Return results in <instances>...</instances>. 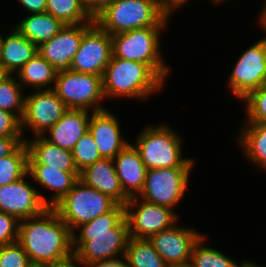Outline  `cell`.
I'll list each match as a JSON object with an SVG mask.
<instances>
[{
  "mask_svg": "<svg viewBox=\"0 0 266 267\" xmlns=\"http://www.w3.org/2000/svg\"><path fill=\"white\" fill-rule=\"evenodd\" d=\"M76 230L72 235L73 252L83 266L124 258L130 238L124 205L117 204Z\"/></svg>",
  "mask_w": 266,
  "mask_h": 267,
  "instance_id": "6da1fadb",
  "label": "cell"
},
{
  "mask_svg": "<svg viewBox=\"0 0 266 267\" xmlns=\"http://www.w3.org/2000/svg\"><path fill=\"white\" fill-rule=\"evenodd\" d=\"M73 232L54 208L19 221L18 242L31 264L60 261L73 255Z\"/></svg>",
  "mask_w": 266,
  "mask_h": 267,
  "instance_id": "7a4b0ae2",
  "label": "cell"
},
{
  "mask_svg": "<svg viewBox=\"0 0 266 267\" xmlns=\"http://www.w3.org/2000/svg\"><path fill=\"white\" fill-rule=\"evenodd\" d=\"M102 78L106 99H148L162 90L165 83L147 64L113 56Z\"/></svg>",
  "mask_w": 266,
  "mask_h": 267,
  "instance_id": "3957f363",
  "label": "cell"
},
{
  "mask_svg": "<svg viewBox=\"0 0 266 267\" xmlns=\"http://www.w3.org/2000/svg\"><path fill=\"white\" fill-rule=\"evenodd\" d=\"M170 16L161 0H115L93 19L112 36L148 26H167Z\"/></svg>",
  "mask_w": 266,
  "mask_h": 267,
  "instance_id": "277c9868",
  "label": "cell"
},
{
  "mask_svg": "<svg viewBox=\"0 0 266 267\" xmlns=\"http://www.w3.org/2000/svg\"><path fill=\"white\" fill-rule=\"evenodd\" d=\"M166 27L148 26L112 35V56L147 64L165 82L171 70L162 60L160 37Z\"/></svg>",
  "mask_w": 266,
  "mask_h": 267,
  "instance_id": "5b68a950",
  "label": "cell"
},
{
  "mask_svg": "<svg viewBox=\"0 0 266 267\" xmlns=\"http://www.w3.org/2000/svg\"><path fill=\"white\" fill-rule=\"evenodd\" d=\"M132 144L138 149L148 170L195 166L193 159L182 157L181 137L167 124L146 126Z\"/></svg>",
  "mask_w": 266,
  "mask_h": 267,
  "instance_id": "8992f818",
  "label": "cell"
},
{
  "mask_svg": "<svg viewBox=\"0 0 266 267\" xmlns=\"http://www.w3.org/2000/svg\"><path fill=\"white\" fill-rule=\"evenodd\" d=\"M117 204L110 196L85 185L79 179L53 208L74 232L80 225L112 210Z\"/></svg>",
  "mask_w": 266,
  "mask_h": 267,
  "instance_id": "52a82bcc",
  "label": "cell"
},
{
  "mask_svg": "<svg viewBox=\"0 0 266 267\" xmlns=\"http://www.w3.org/2000/svg\"><path fill=\"white\" fill-rule=\"evenodd\" d=\"M68 109H85L91 112L105 110L102 76L74 70L57 73L52 89ZM101 100V101H100Z\"/></svg>",
  "mask_w": 266,
  "mask_h": 267,
  "instance_id": "ba28073f",
  "label": "cell"
},
{
  "mask_svg": "<svg viewBox=\"0 0 266 267\" xmlns=\"http://www.w3.org/2000/svg\"><path fill=\"white\" fill-rule=\"evenodd\" d=\"M192 169L193 167H164L147 170L143 190L137 197L171 209L175 208L187 192Z\"/></svg>",
  "mask_w": 266,
  "mask_h": 267,
  "instance_id": "9c48e42d",
  "label": "cell"
},
{
  "mask_svg": "<svg viewBox=\"0 0 266 267\" xmlns=\"http://www.w3.org/2000/svg\"><path fill=\"white\" fill-rule=\"evenodd\" d=\"M136 207V210L134 209ZM129 237L149 239L179 221L173 209L148 202L137 196L130 197L125 205Z\"/></svg>",
  "mask_w": 266,
  "mask_h": 267,
  "instance_id": "30bf717a",
  "label": "cell"
},
{
  "mask_svg": "<svg viewBox=\"0 0 266 267\" xmlns=\"http://www.w3.org/2000/svg\"><path fill=\"white\" fill-rule=\"evenodd\" d=\"M228 86L242 100L249 92L266 84V36L257 40L237 59Z\"/></svg>",
  "mask_w": 266,
  "mask_h": 267,
  "instance_id": "8fae6325",
  "label": "cell"
},
{
  "mask_svg": "<svg viewBox=\"0 0 266 267\" xmlns=\"http://www.w3.org/2000/svg\"><path fill=\"white\" fill-rule=\"evenodd\" d=\"M68 110L53 90H36L25 95V109L21 119L22 133L32 130L33 136H43Z\"/></svg>",
  "mask_w": 266,
  "mask_h": 267,
  "instance_id": "7c38bea8",
  "label": "cell"
},
{
  "mask_svg": "<svg viewBox=\"0 0 266 267\" xmlns=\"http://www.w3.org/2000/svg\"><path fill=\"white\" fill-rule=\"evenodd\" d=\"M111 57V35L94 22L83 34L71 70L103 77Z\"/></svg>",
  "mask_w": 266,
  "mask_h": 267,
  "instance_id": "4fadbf2b",
  "label": "cell"
},
{
  "mask_svg": "<svg viewBox=\"0 0 266 267\" xmlns=\"http://www.w3.org/2000/svg\"><path fill=\"white\" fill-rule=\"evenodd\" d=\"M29 173L14 183L0 187V212L19 221L40 215L48 208V198L28 182Z\"/></svg>",
  "mask_w": 266,
  "mask_h": 267,
  "instance_id": "5bb4252c",
  "label": "cell"
},
{
  "mask_svg": "<svg viewBox=\"0 0 266 267\" xmlns=\"http://www.w3.org/2000/svg\"><path fill=\"white\" fill-rule=\"evenodd\" d=\"M177 223L152 235L149 241L170 267H178L190 262L194 244L203 233L186 228Z\"/></svg>",
  "mask_w": 266,
  "mask_h": 267,
  "instance_id": "9a60e30c",
  "label": "cell"
},
{
  "mask_svg": "<svg viewBox=\"0 0 266 267\" xmlns=\"http://www.w3.org/2000/svg\"><path fill=\"white\" fill-rule=\"evenodd\" d=\"M92 24L64 25L54 37L41 43L37 52L51 63L57 72L70 70L83 34Z\"/></svg>",
  "mask_w": 266,
  "mask_h": 267,
  "instance_id": "2e32d148",
  "label": "cell"
},
{
  "mask_svg": "<svg viewBox=\"0 0 266 267\" xmlns=\"http://www.w3.org/2000/svg\"><path fill=\"white\" fill-rule=\"evenodd\" d=\"M120 122L109 109L92 112L88 131L102 158L114 159L129 142L122 138Z\"/></svg>",
  "mask_w": 266,
  "mask_h": 267,
  "instance_id": "e0dca14e",
  "label": "cell"
},
{
  "mask_svg": "<svg viewBox=\"0 0 266 267\" xmlns=\"http://www.w3.org/2000/svg\"><path fill=\"white\" fill-rule=\"evenodd\" d=\"M113 161L124 193L129 198L138 196L143 190L148 170L138 149L129 143Z\"/></svg>",
  "mask_w": 266,
  "mask_h": 267,
  "instance_id": "ac0fdd59",
  "label": "cell"
},
{
  "mask_svg": "<svg viewBox=\"0 0 266 267\" xmlns=\"http://www.w3.org/2000/svg\"><path fill=\"white\" fill-rule=\"evenodd\" d=\"M79 179L87 186L126 205L129 197L122 190L113 159L102 158L80 172Z\"/></svg>",
  "mask_w": 266,
  "mask_h": 267,
  "instance_id": "d6986e66",
  "label": "cell"
},
{
  "mask_svg": "<svg viewBox=\"0 0 266 267\" xmlns=\"http://www.w3.org/2000/svg\"><path fill=\"white\" fill-rule=\"evenodd\" d=\"M91 111L68 109L43 137L62 149L72 151L77 141L88 131ZM49 135V136H48Z\"/></svg>",
  "mask_w": 266,
  "mask_h": 267,
  "instance_id": "ffe728a7",
  "label": "cell"
},
{
  "mask_svg": "<svg viewBox=\"0 0 266 267\" xmlns=\"http://www.w3.org/2000/svg\"><path fill=\"white\" fill-rule=\"evenodd\" d=\"M28 173L36 183L52 190L48 197V207L53 208L79 180V172H66L46 164H28Z\"/></svg>",
  "mask_w": 266,
  "mask_h": 267,
  "instance_id": "44dd1931",
  "label": "cell"
},
{
  "mask_svg": "<svg viewBox=\"0 0 266 267\" xmlns=\"http://www.w3.org/2000/svg\"><path fill=\"white\" fill-rule=\"evenodd\" d=\"M25 143L28 149V164H46L66 172H79L71 151L50 143L43 136L25 139Z\"/></svg>",
  "mask_w": 266,
  "mask_h": 267,
  "instance_id": "7402d4cb",
  "label": "cell"
},
{
  "mask_svg": "<svg viewBox=\"0 0 266 267\" xmlns=\"http://www.w3.org/2000/svg\"><path fill=\"white\" fill-rule=\"evenodd\" d=\"M37 46L24 37L16 28L2 38L0 64L9 74H15L35 54Z\"/></svg>",
  "mask_w": 266,
  "mask_h": 267,
  "instance_id": "603a6c76",
  "label": "cell"
},
{
  "mask_svg": "<svg viewBox=\"0 0 266 267\" xmlns=\"http://www.w3.org/2000/svg\"><path fill=\"white\" fill-rule=\"evenodd\" d=\"M238 145L245 158L266 171V123H245L241 126Z\"/></svg>",
  "mask_w": 266,
  "mask_h": 267,
  "instance_id": "cb8c5ba5",
  "label": "cell"
},
{
  "mask_svg": "<svg viewBox=\"0 0 266 267\" xmlns=\"http://www.w3.org/2000/svg\"><path fill=\"white\" fill-rule=\"evenodd\" d=\"M57 73L54 66L37 52L15 75L23 87L26 85L34 90H52Z\"/></svg>",
  "mask_w": 266,
  "mask_h": 267,
  "instance_id": "d4e9b609",
  "label": "cell"
},
{
  "mask_svg": "<svg viewBox=\"0 0 266 267\" xmlns=\"http://www.w3.org/2000/svg\"><path fill=\"white\" fill-rule=\"evenodd\" d=\"M19 22L15 28L37 47L54 37L64 26L48 12L29 14Z\"/></svg>",
  "mask_w": 266,
  "mask_h": 267,
  "instance_id": "484cf974",
  "label": "cell"
},
{
  "mask_svg": "<svg viewBox=\"0 0 266 267\" xmlns=\"http://www.w3.org/2000/svg\"><path fill=\"white\" fill-rule=\"evenodd\" d=\"M124 259L128 267H170L149 239L130 237Z\"/></svg>",
  "mask_w": 266,
  "mask_h": 267,
  "instance_id": "4316f807",
  "label": "cell"
},
{
  "mask_svg": "<svg viewBox=\"0 0 266 267\" xmlns=\"http://www.w3.org/2000/svg\"><path fill=\"white\" fill-rule=\"evenodd\" d=\"M46 12L64 25L94 23V19L85 10L81 0H46Z\"/></svg>",
  "mask_w": 266,
  "mask_h": 267,
  "instance_id": "83f0119b",
  "label": "cell"
},
{
  "mask_svg": "<svg viewBox=\"0 0 266 267\" xmlns=\"http://www.w3.org/2000/svg\"><path fill=\"white\" fill-rule=\"evenodd\" d=\"M28 173V149L25 141L10 155L0 158V187L14 183Z\"/></svg>",
  "mask_w": 266,
  "mask_h": 267,
  "instance_id": "f1b7e54d",
  "label": "cell"
},
{
  "mask_svg": "<svg viewBox=\"0 0 266 267\" xmlns=\"http://www.w3.org/2000/svg\"><path fill=\"white\" fill-rule=\"evenodd\" d=\"M206 236L202 235L194 244L189 264L193 267H237L238 263L226 256L222 251L204 244Z\"/></svg>",
  "mask_w": 266,
  "mask_h": 267,
  "instance_id": "f546056e",
  "label": "cell"
},
{
  "mask_svg": "<svg viewBox=\"0 0 266 267\" xmlns=\"http://www.w3.org/2000/svg\"><path fill=\"white\" fill-rule=\"evenodd\" d=\"M16 78L9 74L0 83V109L12 112L22 119L25 109L24 89Z\"/></svg>",
  "mask_w": 266,
  "mask_h": 267,
  "instance_id": "4dcf8cb0",
  "label": "cell"
},
{
  "mask_svg": "<svg viewBox=\"0 0 266 267\" xmlns=\"http://www.w3.org/2000/svg\"><path fill=\"white\" fill-rule=\"evenodd\" d=\"M71 152L74 164L79 173L91 164L102 159L98 147L89 131L77 141Z\"/></svg>",
  "mask_w": 266,
  "mask_h": 267,
  "instance_id": "1f68e13d",
  "label": "cell"
},
{
  "mask_svg": "<svg viewBox=\"0 0 266 267\" xmlns=\"http://www.w3.org/2000/svg\"><path fill=\"white\" fill-rule=\"evenodd\" d=\"M246 121L244 123H266V84L249 92L242 100Z\"/></svg>",
  "mask_w": 266,
  "mask_h": 267,
  "instance_id": "d6a6232c",
  "label": "cell"
},
{
  "mask_svg": "<svg viewBox=\"0 0 266 267\" xmlns=\"http://www.w3.org/2000/svg\"><path fill=\"white\" fill-rule=\"evenodd\" d=\"M30 264L28 254L18 241L0 245V267H28Z\"/></svg>",
  "mask_w": 266,
  "mask_h": 267,
  "instance_id": "836d02e7",
  "label": "cell"
},
{
  "mask_svg": "<svg viewBox=\"0 0 266 267\" xmlns=\"http://www.w3.org/2000/svg\"><path fill=\"white\" fill-rule=\"evenodd\" d=\"M19 220L10 214L0 212V245L18 241Z\"/></svg>",
  "mask_w": 266,
  "mask_h": 267,
  "instance_id": "e575fe53",
  "label": "cell"
},
{
  "mask_svg": "<svg viewBox=\"0 0 266 267\" xmlns=\"http://www.w3.org/2000/svg\"><path fill=\"white\" fill-rule=\"evenodd\" d=\"M21 119L14 113L0 109V137H22Z\"/></svg>",
  "mask_w": 266,
  "mask_h": 267,
  "instance_id": "d590c367",
  "label": "cell"
},
{
  "mask_svg": "<svg viewBox=\"0 0 266 267\" xmlns=\"http://www.w3.org/2000/svg\"><path fill=\"white\" fill-rule=\"evenodd\" d=\"M25 139L24 137H0V158L12 154Z\"/></svg>",
  "mask_w": 266,
  "mask_h": 267,
  "instance_id": "8d00e7d4",
  "label": "cell"
},
{
  "mask_svg": "<svg viewBox=\"0 0 266 267\" xmlns=\"http://www.w3.org/2000/svg\"><path fill=\"white\" fill-rule=\"evenodd\" d=\"M114 1L115 0H81V3L90 16L94 18L106 6L112 4Z\"/></svg>",
  "mask_w": 266,
  "mask_h": 267,
  "instance_id": "74e56055",
  "label": "cell"
},
{
  "mask_svg": "<svg viewBox=\"0 0 266 267\" xmlns=\"http://www.w3.org/2000/svg\"><path fill=\"white\" fill-rule=\"evenodd\" d=\"M29 14L46 12V0H18Z\"/></svg>",
  "mask_w": 266,
  "mask_h": 267,
  "instance_id": "f35d334b",
  "label": "cell"
},
{
  "mask_svg": "<svg viewBox=\"0 0 266 267\" xmlns=\"http://www.w3.org/2000/svg\"><path fill=\"white\" fill-rule=\"evenodd\" d=\"M84 267L76 258L75 254L60 261L42 264V267Z\"/></svg>",
  "mask_w": 266,
  "mask_h": 267,
  "instance_id": "ab89813d",
  "label": "cell"
},
{
  "mask_svg": "<svg viewBox=\"0 0 266 267\" xmlns=\"http://www.w3.org/2000/svg\"><path fill=\"white\" fill-rule=\"evenodd\" d=\"M84 267H128L124 258L112 261L99 262L97 264L88 265Z\"/></svg>",
  "mask_w": 266,
  "mask_h": 267,
  "instance_id": "60d3db41",
  "label": "cell"
},
{
  "mask_svg": "<svg viewBox=\"0 0 266 267\" xmlns=\"http://www.w3.org/2000/svg\"><path fill=\"white\" fill-rule=\"evenodd\" d=\"M162 5L171 13L173 14L174 10H178L184 4L185 2H188V0H161ZM173 11V12H172Z\"/></svg>",
  "mask_w": 266,
  "mask_h": 267,
  "instance_id": "b9f144b4",
  "label": "cell"
},
{
  "mask_svg": "<svg viewBox=\"0 0 266 267\" xmlns=\"http://www.w3.org/2000/svg\"><path fill=\"white\" fill-rule=\"evenodd\" d=\"M264 3L265 4L263 5V8L260 12L261 14L258 18H259L261 27L266 32V0L264 1Z\"/></svg>",
  "mask_w": 266,
  "mask_h": 267,
  "instance_id": "7bdbcfd3",
  "label": "cell"
},
{
  "mask_svg": "<svg viewBox=\"0 0 266 267\" xmlns=\"http://www.w3.org/2000/svg\"><path fill=\"white\" fill-rule=\"evenodd\" d=\"M237 267H263V266H259L256 263L244 260L242 263H239Z\"/></svg>",
  "mask_w": 266,
  "mask_h": 267,
  "instance_id": "ee69618b",
  "label": "cell"
},
{
  "mask_svg": "<svg viewBox=\"0 0 266 267\" xmlns=\"http://www.w3.org/2000/svg\"><path fill=\"white\" fill-rule=\"evenodd\" d=\"M9 75V73L0 64V83Z\"/></svg>",
  "mask_w": 266,
  "mask_h": 267,
  "instance_id": "f6af8a7d",
  "label": "cell"
},
{
  "mask_svg": "<svg viewBox=\"0 0 266 267\" xmlns=\"http://www.w3.org/2000/svg\"><path fill=\"white\" fill-rule=\"evenodd\" d=\"M2 38H3V35H1L0 33V61H1V52H2Z\"/></svg>",
  "mask_w": 266,
  "mask_h": 267,
  "instance_id": "bcb514c9",
  "label": "cell"
},
{
  "mask_svg": "<svg viewBox=\"0 0 266 267\" xmlns=\"http://www.w3.org/2000/svg\"><path fill=\"white\" fill-rule=\"evenodd\" d=\"M224 0H212V2H214L215 4L217 3V5H219L220 3H223ZM226 1V0H225ZM219 3V4H218Z\"/></svg>",
  "mask_w": 266,
  "mask_h": 267,
  "instance_id": "7dc6e473",
  "label": "cell"
},
{
  "mask_svg": "<svg viewBox=\"0 0 266 267\" xmlns=\"http://www.w3.org/2000/svg\"><path fill=\"white\" fill-rule=\"evenodd\" d=\"M28 267H42L41 264H30Z\"/></svg>",
  "mask_w": 266,
  "mask_h": 267,
  "instance_id": "c3c4849f",
  "label": "cell"
},
{
  "mask_svg": "<svg viewBox=\"0 0 266 267\" xmlns=\"http://www.w3.org/2000/svg\"><path fill=\"white\" fill-rule=\"evenodd\" d=\"M178 267H193L191 264H184V265H182V266H178Z\"/></svg>",
  "mask_w": 266,
  "mask_h": 267,
  "instance_id": "681fc988",
  "label": "cell"
}]
</instances>
